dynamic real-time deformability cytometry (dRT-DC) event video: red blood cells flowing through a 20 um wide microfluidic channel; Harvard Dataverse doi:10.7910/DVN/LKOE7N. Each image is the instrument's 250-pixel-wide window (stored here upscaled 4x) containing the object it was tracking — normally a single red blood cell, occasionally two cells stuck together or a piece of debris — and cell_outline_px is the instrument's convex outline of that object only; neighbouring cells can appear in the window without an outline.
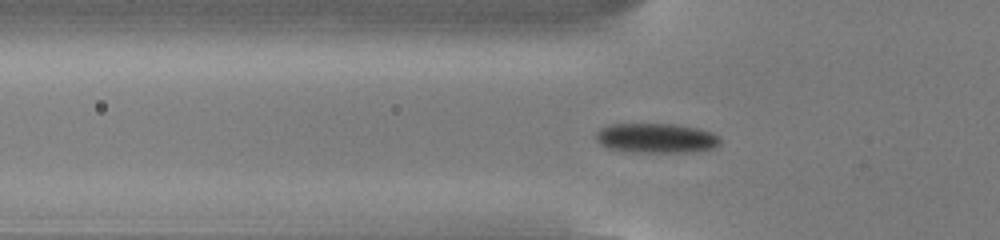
{"species": "common noctule bat (a hibernating species)", "species_latin": "Nyctalus noctula", "temperature_condition": "cold", "stored_images_in_passage": 54, "camera_frame_rate_fps": 3000, "um_per_image_px": 0.085, "animal": {"sex": "male", "body_mass_g": 13.0, "forearm_length_mm": 53.1}, "frame": {"image": 1, "passage_image": 18, "time_ms": 5.667, "image_size_px": [1000, 240], "cell_outline_px": [[720, 144], [712, 148], [688, 152], [632, 152], [608, 148], [600, 144], [596, 140], [596, 132], [600, 128], [612, 124], [676, 124], [696, 128], [712, 132], [720, 136]], "centroid_in_image_um": [55.77, 11.74], "position_along_channel_um": 70.0, "area_um2": 21.5}}
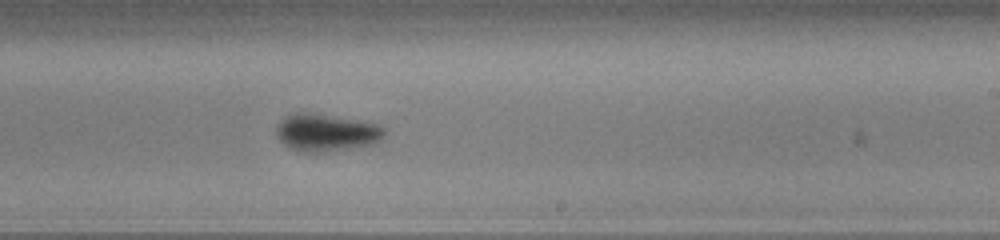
{"frame": {"image": 2, "passage_image": 33, "time_ms": 10.667, "image_size_px": [1000, 240], "cell_outline_px": [[384, 136], [380, 140], [372, 144], [320, 152], [296, 152], [288, 148], [276, 136], [276, 124], [284, 116], [296, 112], [308, 112], [356, 120], [376, 124], [384, 128]], "centroid_in_image_um": [27.64, 11.26], "position_along_channel_um": 261.4, "area_um2": 23.47}}
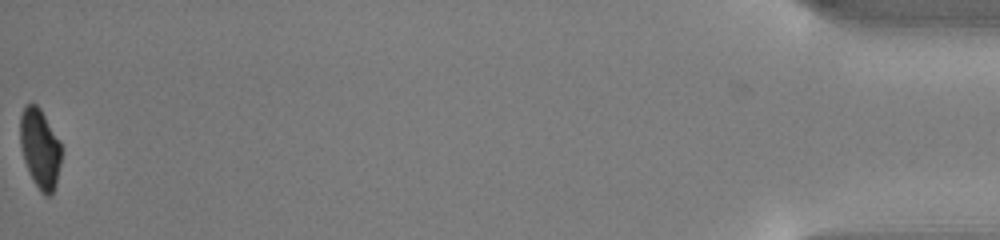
{"frame": {"image": 3, "passage_image": 54, "time_ms": 17.667, "image_size_px": [1000, 240], "cell_outline_px": [[60, 164], [56, 184], [52, 196], [44, 196], [40, 192], [32, 180], [28, 172], [24, 160], [20, 144], [20, 116], [24, 108], [28, 104], [36, 104], [40, 108], [60, 140]], "centroid_in_image_um": [3.39, 12.66], "position_along_channel_um": 431.8, "area_um2": 19.19}, "authors_computed_cell_mechanics": {"area_um2": 20.9814, "velocity_mm_per_s": 3.8409, "shape_relaxation_time_tau1_ms": 2.6001, "shape_relaxation_time_tau2_ms": null, "deformation_change_tau1": 0.1192, "deformation_change_tau2": null}}